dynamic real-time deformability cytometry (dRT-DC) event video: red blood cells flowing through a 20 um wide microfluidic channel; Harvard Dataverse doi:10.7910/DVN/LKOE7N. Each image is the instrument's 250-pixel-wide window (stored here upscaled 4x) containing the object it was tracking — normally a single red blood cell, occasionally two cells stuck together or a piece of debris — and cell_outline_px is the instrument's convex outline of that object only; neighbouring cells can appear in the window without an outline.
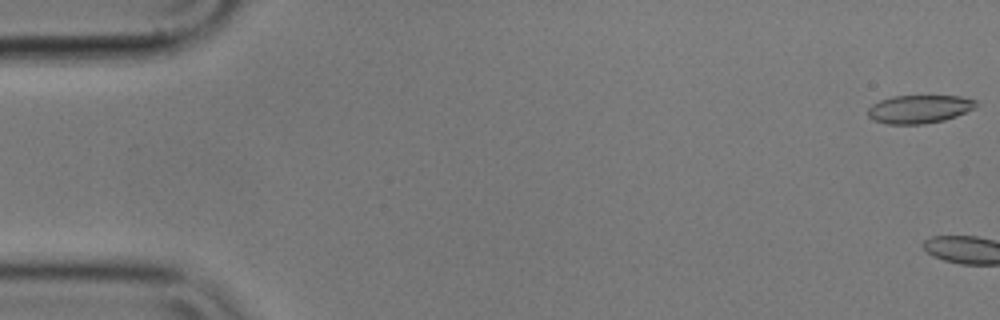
{"species": "common noctule bat (a hibernating species)", "species_latin": "Nyctalus noctula", "temperature_condition": "cold", "stored_images_in_passage": 4, "camera_frame_rate_fps": 3000, "um_per_image_px": 0.085, "animal": {"sex": "male", "body_mass_g": 17.9}, "frame": {"image": 1, "passage_image": 1, "time_ms": 0.0, "image_size_px": [1000, 320], "cell_outline_px": [[976, 108], [956, 116], [944, 120], [924, 124], [888, 124], [872, 120], [868, 116], [868, 108], [872, 104], [880, 100], [892, 96], [960, 96], [976, 100]], "centroid_in_image_um": [78.12, 9.27], "position_along_channel_um": 6.9, "area_um2": 17.86}}